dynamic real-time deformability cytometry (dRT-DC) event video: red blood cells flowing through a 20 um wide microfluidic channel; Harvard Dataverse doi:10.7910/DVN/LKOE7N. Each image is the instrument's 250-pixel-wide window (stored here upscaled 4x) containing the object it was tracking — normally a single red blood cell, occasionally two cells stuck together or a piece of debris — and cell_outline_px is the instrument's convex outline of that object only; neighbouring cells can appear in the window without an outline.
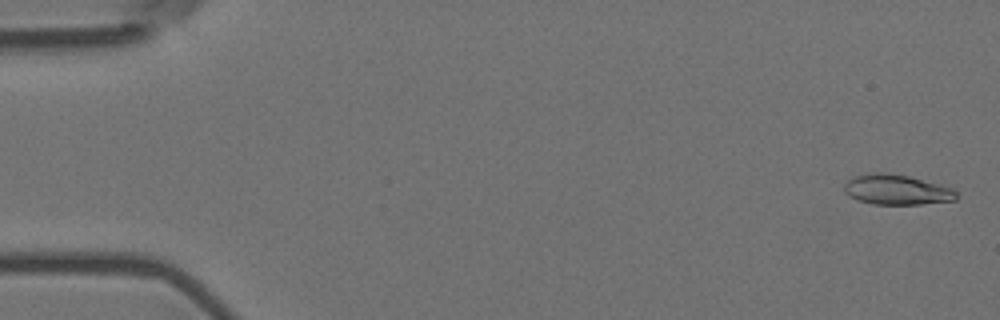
{"species": "Egyptian fruit bat (a non-hibernating species)", "species_latin": "Rousettus aegyptiacus", "temperature_condition": "room temperature", "stored_images_in_passage": 7, "camera_frame_rate_fps": 3000, "um_per_image_px": 0.085, "animal": {"sex": "female"}, "frame": {"image": 1, "passage_image": 1, "time_ms": 0.0, "image_size_px": [1000, 320], "cell_outline_px": [[956, 200], [920, 204], [872, 204], [856, 200], [848, 196], [844, 192], [844, 184], [848, 180], [856, 176], [872, 172], [888, 172], [908, 176], [952, 188], [956, 192]], "centroid_in_image_um": [76.16, 16.12], "position_along_channel_um": 8.8, "area_um2": 19.65}}
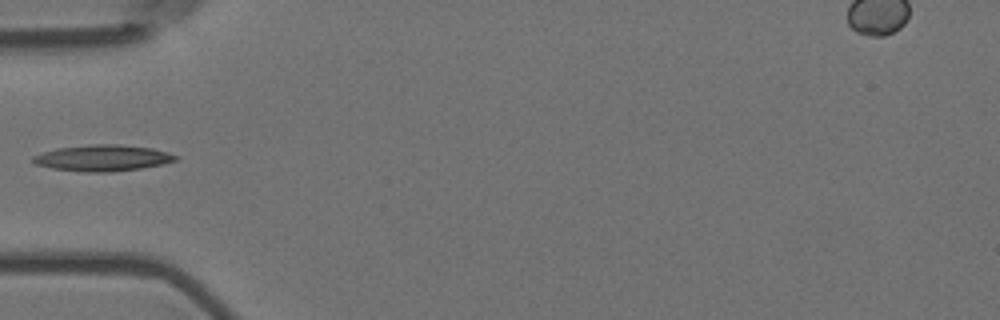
{"frame": {"image": 2, "passage_image": 6, "time_ms": 1.667, "image_size_px": [1000, 320], "cell_outline_px": [[180, 156], [176, 160], [164, 164], [140, 168], [108, 172], [84, 172], [52, 168], [36, 164], [32, 160], [32, 156], [56, 148], [92, 144], [120, 144], [152, 148], [168, 152]], "centroid_in_image_um": [8.75, 13.42], "position_along_channel_um": 76.2, "area_um2": 21.79}}
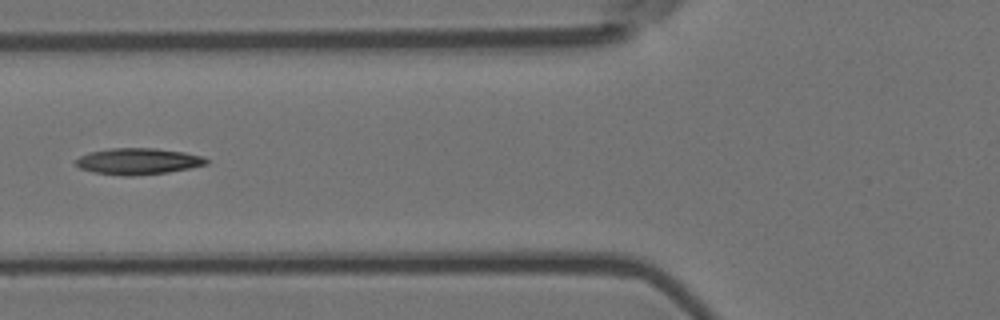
{"frame": {"image": 3, "passage_image": 7, "time_ms": 2.0, "image_size_px": [1000, 320], "cell_outline_px": [[208, 164], [168, 172], [132, 176], [124, 176], [92, 172], [80, 168], [76, 164], [76, 160], [80, 156], [88, 152], [108, 148], [156, 148], [184, 152], [204, 156], [208, 160]], "centroid_in_image_um": [11.73, 13.7], "position_along_channel_um": 114.1, "area_um2": 20.11}}